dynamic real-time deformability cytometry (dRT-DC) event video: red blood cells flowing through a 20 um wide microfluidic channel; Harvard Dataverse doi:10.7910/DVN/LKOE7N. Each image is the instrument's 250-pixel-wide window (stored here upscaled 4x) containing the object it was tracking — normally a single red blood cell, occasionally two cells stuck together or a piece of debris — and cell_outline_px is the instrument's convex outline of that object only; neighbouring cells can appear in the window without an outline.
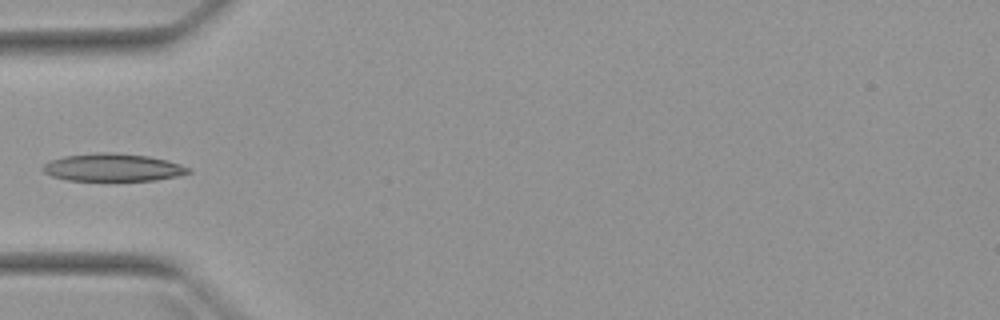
{"species": "Egyptian fruit bat (a non-hibernating species)", "species_latin": "Rousettus aegyptiacus", "temperature_condition": "warm", "stored_images_in_passage": 3, "camera_frame_rate_fps": 3000, "um_per_image_px": 0.085, "animal": {"sex": "female"}, "frame": {"image": 1, "passage_image": 3, "time_ms": 2.333, "image_size_px": [1000, 320], "cell_outline_px": [[192, 172], [176, 176], [156, 180], [68, 180], [52, 176], [44, 172], [40, 168], [44, 164], [52, 160], [64, 156], [96, 152], [112, 152], [148, 156], [168, 160], [192, 168]], "centroid_in_image_um": [9.61, 14.22], "position_along_channel_um": 75.4, "area_um2": 23.47}}